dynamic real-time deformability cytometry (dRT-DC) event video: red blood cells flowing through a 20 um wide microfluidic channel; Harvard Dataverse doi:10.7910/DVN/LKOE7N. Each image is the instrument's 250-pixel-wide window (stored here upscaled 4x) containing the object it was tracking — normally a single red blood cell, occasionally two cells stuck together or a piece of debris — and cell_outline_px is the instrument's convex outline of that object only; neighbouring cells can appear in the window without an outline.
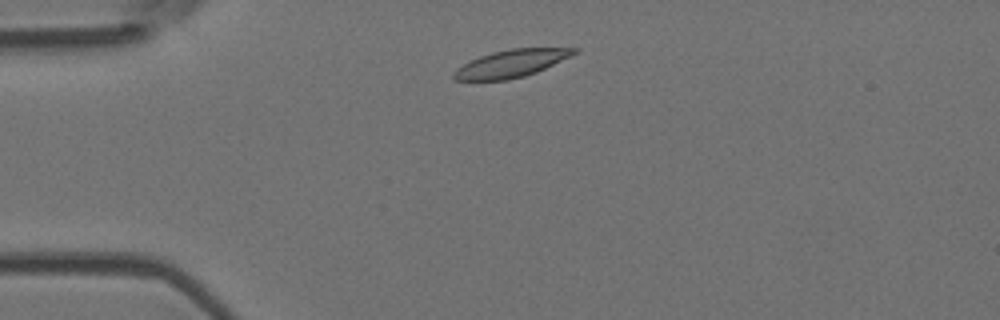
{"species": "Egyptian fruit bat (a non-hibernating species)", "species_latin": "Rousettus aegyptiacus", "temperature_condition": "room temperature", "stored_images_in_passage": 4, "camera_frame_rate_fps": 3000, "um_per_image_px": 0.085, "animal": {"sex": "female"}, "frame": {"image": 1, "passage_image": 1, "time_ms": 0.0, "image_size_px": [1000, 320], "cell_outline_px": [[580, 52], [536, 72], [524, 76], [508, 80], [456, 80], [452, 76], [452, 72], [456, 68], [480, 56], [492, 52], [512, 48], [580, 48]], "centroid_in_image_um": [43.47, 5.39], "position_along_channel_um": 41.5, "area_um2": 19.19}}
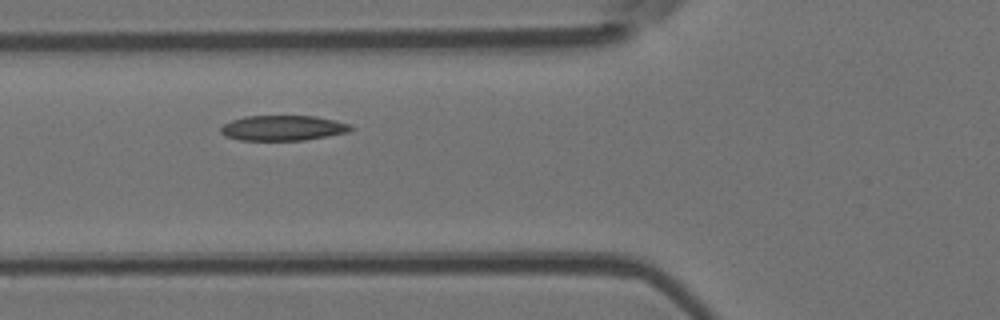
{"frame": {"image": 2, "passage_image": 3, "time_ms": 2.333, "image_size_px": [1000, 320], "cell_outline_px": [[356, 128], [348, 132], [328, 136], [304, 140], [240, 140], [224, 136], [220, 132], [220, 128], [224, 124], [232, 120], [244, 116], [316, 116], [336, 120], [348, 124]], "centroid_in_image_um": [24.06, 10.88], "position_along_channel_um": 101.7, "area_um2": 19.19}}
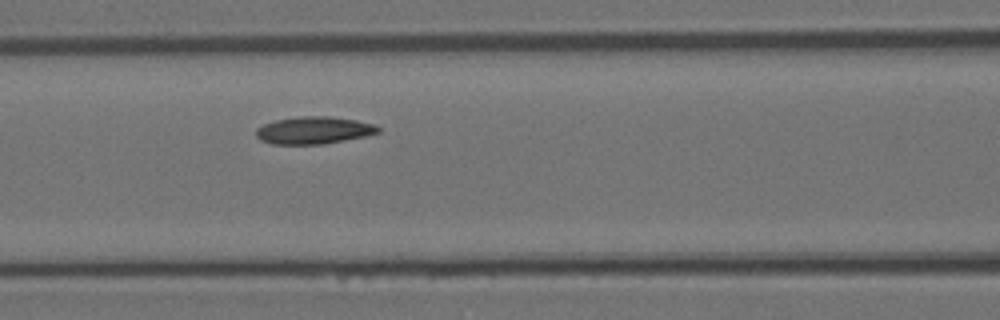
{"frame": {"image": 3, "passage_image": 4, "time_ms": 3.333, "image_size_px": [1000, 320], "cell_outline_px": [[380, 132], [364, 136], [324, 144], [272, 144], [260, 140], [256, 136], [256, 128], [264, 124], [276, 120], [296, 116], [328, 116], [356, 120], [372, 124], [380, 128]], "centroid_in_image_um": [26.64, 11.07], "position_along_channel_um": 140.0, "area_um2": 19.36}}